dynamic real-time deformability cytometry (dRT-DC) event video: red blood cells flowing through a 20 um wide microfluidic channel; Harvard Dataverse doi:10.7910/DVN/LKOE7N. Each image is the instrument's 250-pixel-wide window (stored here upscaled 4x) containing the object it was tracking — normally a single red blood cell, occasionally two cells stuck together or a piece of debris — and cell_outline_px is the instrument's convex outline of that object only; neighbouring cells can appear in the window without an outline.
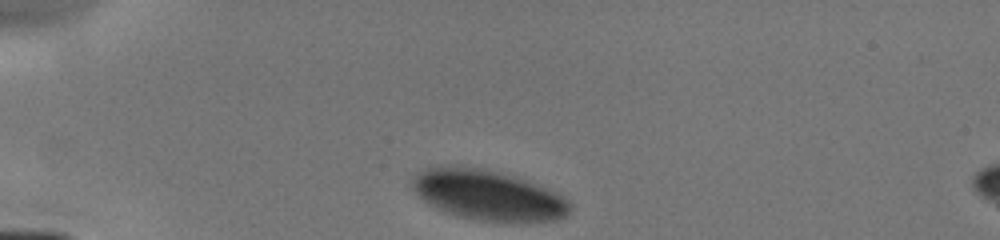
{"species": "human", "species_latin": "Homo sapiens", "temperature_condition": "cold", "stored_images_in_passage": 7, "camera_frame_rate_fps": 3000, "um_per_image_px": 0.085, "donor": {"sex": "male"}, "frame": {"image": 1, "passage_image": 1, "time_ms": 0.0, "image_size_px": [1000, 240], "cell_outline_px": [[572, 208], [564, 216], [556, 220], [480, 220], [460, 216], [444, 212], [428, 204], [412, 188], [412, 176], [424, 168], [480, 168], [516, 176], [564, 196], [572, 204]], "centroid_in_image_um": [41.48, 16.58], "position_along_channel_um": 43.5, "area_um2": 44.91}}
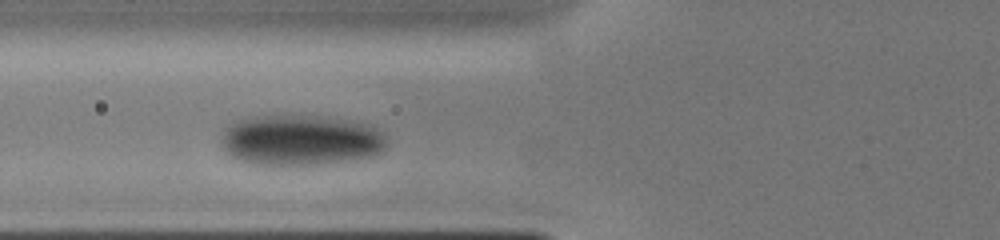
{"frame": {"image": 2, "passage_image": 6, "time_ms": 2.333, "image_size_px": [1000, 240], "cell_outline_px": [[388, 144], [380, 152], [368, 156], [320, 164], [256, 164], [236, 160], [224, 148], [224, 128], [228, 124], [236, 120], [252, 116], [320, 116], [348, 120], [368, 124], [380, 132], [388, 140]], "centroid_in_image_um": [25.54, 11.89], "position_along_channel_um": 100.3, "area_um2": 48.21}}